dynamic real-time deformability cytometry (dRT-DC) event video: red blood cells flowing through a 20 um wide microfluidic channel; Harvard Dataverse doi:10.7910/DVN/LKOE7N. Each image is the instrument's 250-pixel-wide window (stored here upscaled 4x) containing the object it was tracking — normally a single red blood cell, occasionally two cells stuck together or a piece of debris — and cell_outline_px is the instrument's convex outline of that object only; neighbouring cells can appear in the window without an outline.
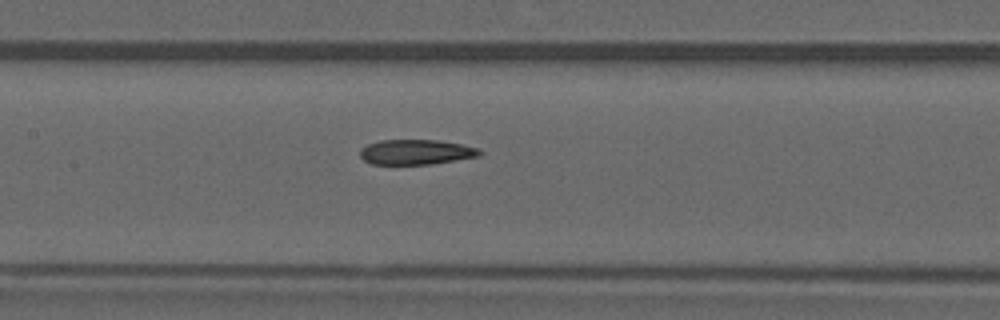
{"species": "common noctule bat (a hibernating species)", "species_latin": "Nyctalus noctula", "temperature_condition": "warm", "stored_images_in_passage": 7, "camera_frame_rate_fps": 3000, "um_per_image_px": 0.085, "animal": {"sex": "male", "forearm_length_mm": 52.5}, "frame": {"image": 1, "passage_image": 7, "time_ms": 7.333, "image_size_px": [1000, 320], "cell_outline_px": [[484, 152], [480, 156], [432, 164], [372, 164], [364, 160], [360, 156], [360, 148], [368, 144], [380, 140], [436, 140], [460, 144], [480, 148]], "centroid_in_image_um": [35.38, 12.92], "position_along_channel_um": 172.0, "area_um2": 17.51}}